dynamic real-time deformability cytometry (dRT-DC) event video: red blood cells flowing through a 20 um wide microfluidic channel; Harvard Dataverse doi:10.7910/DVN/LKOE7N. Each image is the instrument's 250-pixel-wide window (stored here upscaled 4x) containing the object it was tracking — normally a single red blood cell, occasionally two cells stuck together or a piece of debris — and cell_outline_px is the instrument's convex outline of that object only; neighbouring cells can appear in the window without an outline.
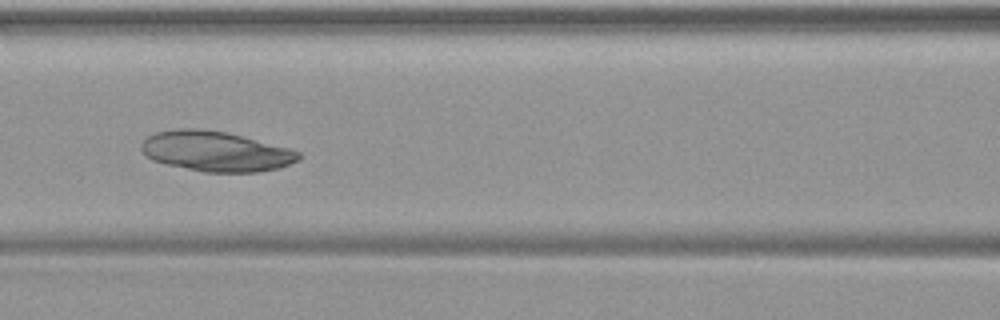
{"species": "common noctule bat (a hibernating species)", "species_latin": "Nyctalus noctula", "temperature_condition": "warm", "stored_images_in_passage": 50, "camera_frame_rate_fps": 3000, "um_per_image_px": 0.085, "animal": {"sex": "female", "body_mass_g": 19.9}, "frame": {"image": 1, "passage_image": 23, "time_ms": 7.333, "image_size_px": [1000, 320], "cell_outline_px": [[300, 160], [280, 168], [256, 172], [204, 172], [168, 164], [152, 160], [140, 148], [140, 144], [148, 136], [156, 132], [176, 128], [200, 128], [224, 132], [292, 148], [300, 152]], "centroid_in_image_um": [18.37, 12.86], "position_along_channel_um": 148.2, "area_um2": 36.76}}
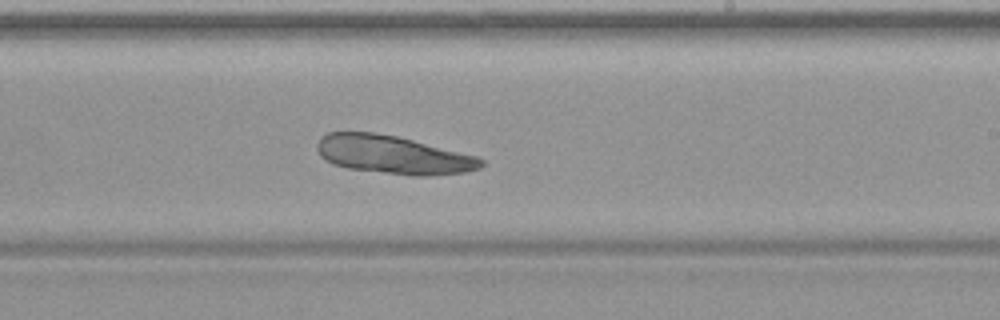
{"frame": {"image": 2, "passage_image": 31, "time_ms": 10.0, "image_size_px": [1000, 320], "cell_outline_px": [[484, 164], [480, 168], [464, 172], [428, 176], [412, 176], [348, 168], [332, 164], [324, 160], [320, 156], [316, 148], [316, 144], [320, 136], [328, 132], [376, 132], [396, 136], [476, 156], [484, 160]], "centroid_in_image_um": [33.36, 13.15], "position_along_channel_um": 255.6, "area_um2": 36.65}}
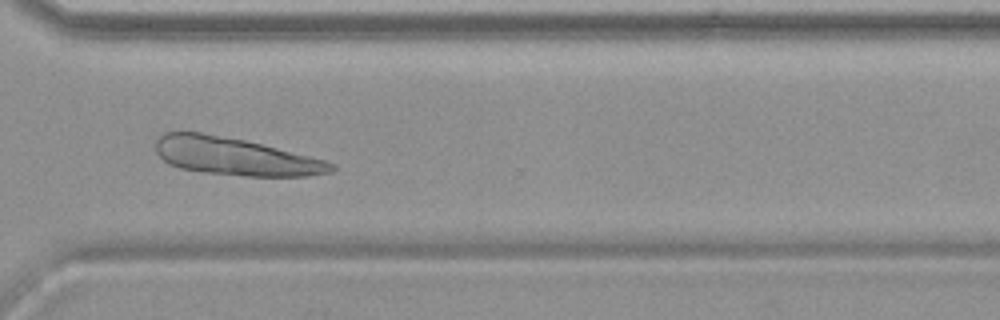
{"frame": {"image": 3, "passage_image": 38, "time_ms": 12.333, "image_size_px": [1000, 320], "cell_outline_px": [[336, 168], [332, 172], [308, 176], [244, 176], [204, 172], [180, 168], [168, 164], [156, 152], [156, 140], [164, 132], [200, 132], [244, 140], [324, 160], [336, 164]], "centroid_in_image_um": [19.97, 13.3], "position_along_channel_um": 350.6, "area_um2": 38.15}}